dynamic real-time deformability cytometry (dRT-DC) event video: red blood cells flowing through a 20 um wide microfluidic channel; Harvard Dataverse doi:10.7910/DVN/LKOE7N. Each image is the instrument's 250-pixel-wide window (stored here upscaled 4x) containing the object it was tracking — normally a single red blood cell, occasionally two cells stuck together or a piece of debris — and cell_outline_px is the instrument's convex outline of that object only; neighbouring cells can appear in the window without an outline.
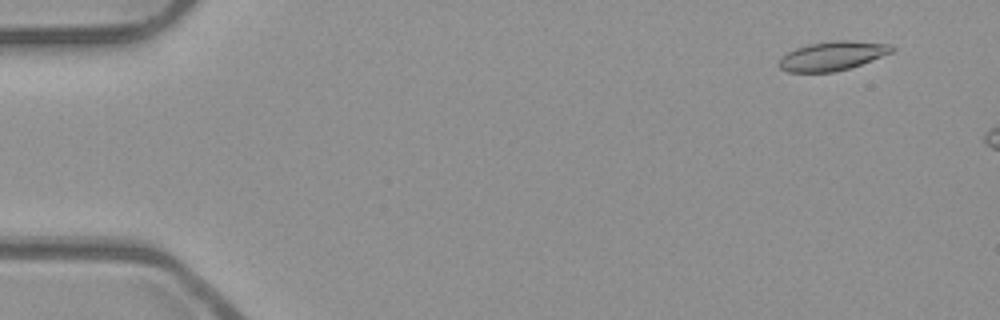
{"species": "common noctule bat (a hibernating species)", "species_latin": "Nyctalus noctula", "temperature_condition": "room temperature", "stored_images_in_passage": 9, "camera_frame_rate_fps": 3000, "um_per_image_px": 0.085, "animal": {"sex": "male", "body_mass_g": 23.1, "forearm_length_mm": 52.7}, "frame": {"image": 1, "passage_image": 4, "time_ms": 1.0, "image_size_px": [1000, 320], "cell_outline_px": [[896, 48], [892, 52], [872, 60], [848, 68], [832, 72], [788, 72], [780, 68], [776, 64], [788, 52], [796, 48], [808, 44], [832, 40], [852, 40], [892, 44]], "centroid_in_image_um": [70.77, 4.74], "position_along_channel_um": 14.2, "area_um2": 19.13}}